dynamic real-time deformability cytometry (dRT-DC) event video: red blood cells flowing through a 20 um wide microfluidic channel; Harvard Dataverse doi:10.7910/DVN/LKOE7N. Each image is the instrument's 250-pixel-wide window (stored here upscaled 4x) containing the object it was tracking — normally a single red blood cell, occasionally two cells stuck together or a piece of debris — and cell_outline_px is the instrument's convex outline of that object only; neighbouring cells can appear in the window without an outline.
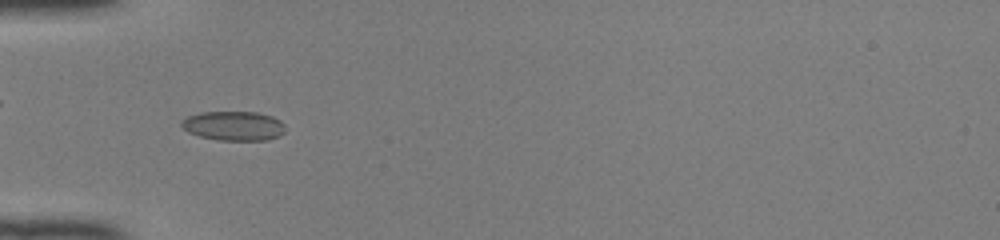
{"species": "common noctule bat (a hibernating species)", "species_latin": "Nyctalus noctula", "temperature_condition": "room temperature", "stored_images_in_passage": 37, "camera_frame_rate_fps": 3000, "um_per_image_px": 0.085, "animal": {"sex": "female", "body_mass_g": 22.0, "forearm_length_mm": 56.7}, "frame": {"image": 1, "passage_image": 4, "time_ms": 1.0, "image_size_px": [1000, 240], "cell_outline_px": [[284, 132], [280, 136], [268, 140], [216, 140], [200, 136], [188, 132], [180, 124], [180, 120], [188, 116], [200, 112], [256, 112], [272, 116], [280, 120], [284, 124]], "centroid_in_image_um": [19.86, 10.7], "position_along_channel_um": 65.1, "area_um2": 17.86}}
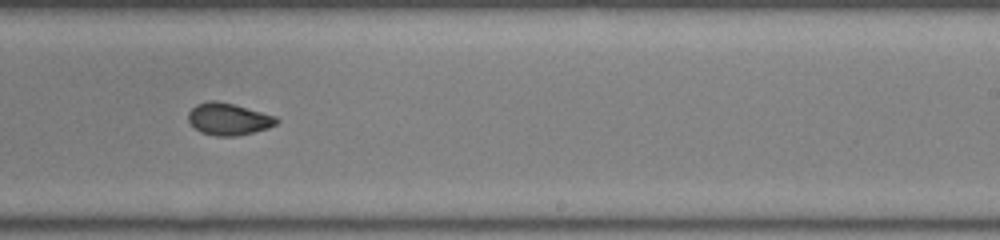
{"frame": {"image": 2, "passage_image": 19, "time_ms": 6.0, "image_size_px": [1000, 240], "cell_outline_px": [[280, 120], [276, 124], [268, 128], [236, 136], [216, 136], [200, 132], [188, 120], [188, 112], [196, 104], [208, 100], [216, 100], [232, 104], [276, 116]], "centroid_in_image_um": [19.41, 10.12], "position_along_channel_um": 269.6, "area_um2": 16.36}}
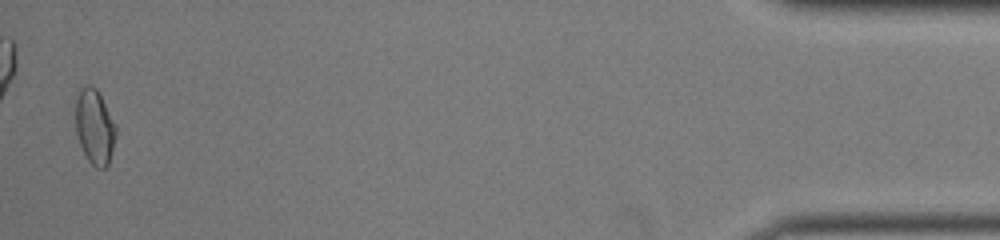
{"frame": {"image": 3, "passage_image": 36, "time_ms": 11.667, "image_size_px": [1000, 240], "cell_outline_px": [[116, 136], [108, 164], [104, 168], [96, 168], [88, 160], [80, 144], [76, 132], [76, 96], [80, 88], [84, 84], [88, 84], [96, 88], [116, 124]], "centroid_in_image_um": [8.04, 10.75], "position_along_channel_um": 427.2, "area_um2": 17.57}, "authors_computed_cell_mechanics": {"area_um2": 16.762, "velocity_mm_per_s": 4.145, "shape_relaxation_time_tau1_ms": null, "shape_relaxation_time_tau2_ms": 1.3528, "deformation_change_tau1": null, "deformation_change_tau2": 0.0461}}